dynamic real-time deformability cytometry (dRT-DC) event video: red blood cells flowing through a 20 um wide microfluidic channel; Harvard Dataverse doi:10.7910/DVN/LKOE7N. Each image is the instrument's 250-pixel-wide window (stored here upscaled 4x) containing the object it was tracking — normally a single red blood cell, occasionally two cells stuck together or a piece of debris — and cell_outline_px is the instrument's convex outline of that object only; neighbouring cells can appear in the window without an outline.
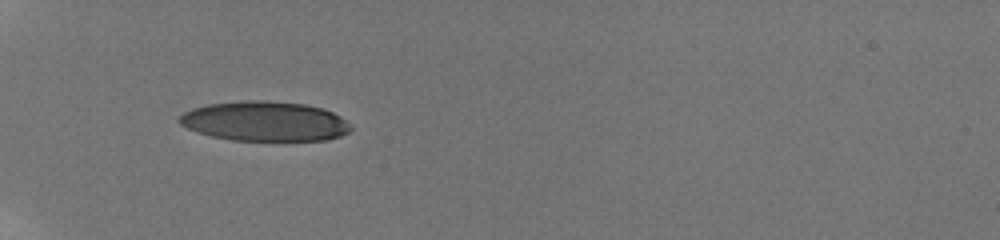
{"species": "human", "species_latin": "Homo sapiens", "temperature_condition": "room temperature", "stored_images_in_passage": 43, "camera_frame_rate_fps": 3000, "um_per_image_px": 0.085, "donor": {"sex": "male"}, "frame": {"image": 1, "passage_image": 1, "time_ms": 0.0, "image_size_px": [1000, 240], "cell_outline_px": [[352, 128], [348, 132], [340, 136], [328, 140], [232, 140], [212, 136], [196, 132], [180, 124], [176, 120], [184, 112], [192, 108], [208, 104], [248, 100], [264, 100], [304, 104], [320, 108], [332, 112], [340, 116]], "centroid_in_image_um": [22.47, 10.31], "position_along_channel_um": 62.5, "area_um2": 39.54}}
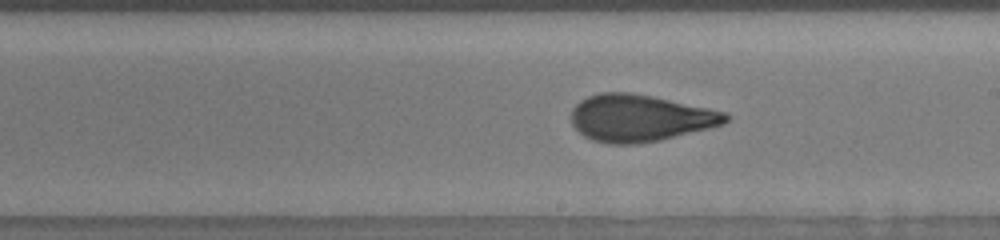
{"frame": {"image": 2, "passage_image": 19, "time_ms": 5.0, "image_size_px": [1000, 240], "cell_outline_px": [[732, 116], [724, 124], [660, 140], [640, 144], [608, 144], [592, 140], [584, 136], [572, 124], [572, 108], [580, 100], [588, 96], [600, 92], [628, 92], [652, 96], [708, 108], [724, 112]], "centroid_in_image_um": [54.37, 10.04], "position_along_channel_um": 234.6, "area_um2": 42.14}}
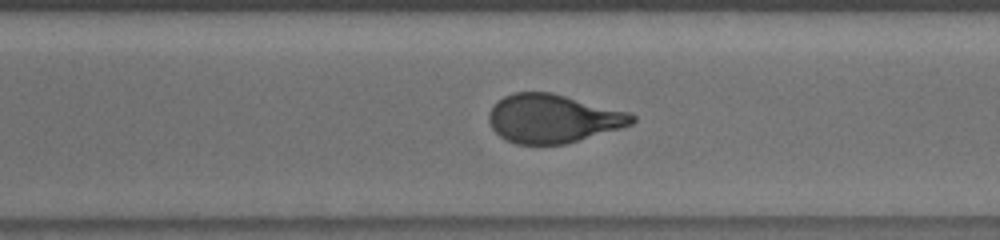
{"frame": {"image": 3, "passage_image": 27, "time_ms": 7.333, "image_size_px": [1000, 240], "cell_outline_px": [[636, 120], [632, 124], [620, 128], [564, 144], [516, 144], [500, 136], [492, 128], [488, 120], [488, 112], [504, 96], [512, 92], [552, 92], [632, 112], [636, 116]], "centroid_in_image_um": [47.02, 10.06], "position_along_channel_um": 323.6, "area_um2": 40.52}, "authors_computed_cell_mechanics": {"area_um2": 41.327, "velocity_mm_per_s": 3.8343, "shape_relaxation_time_tau1_ms": 5.2299, "shape_relaxation_time_tau2_ms": 0.9716, "deformation_change_tau1": 0.1995, "deformation_change_tau2": 0.0843}}